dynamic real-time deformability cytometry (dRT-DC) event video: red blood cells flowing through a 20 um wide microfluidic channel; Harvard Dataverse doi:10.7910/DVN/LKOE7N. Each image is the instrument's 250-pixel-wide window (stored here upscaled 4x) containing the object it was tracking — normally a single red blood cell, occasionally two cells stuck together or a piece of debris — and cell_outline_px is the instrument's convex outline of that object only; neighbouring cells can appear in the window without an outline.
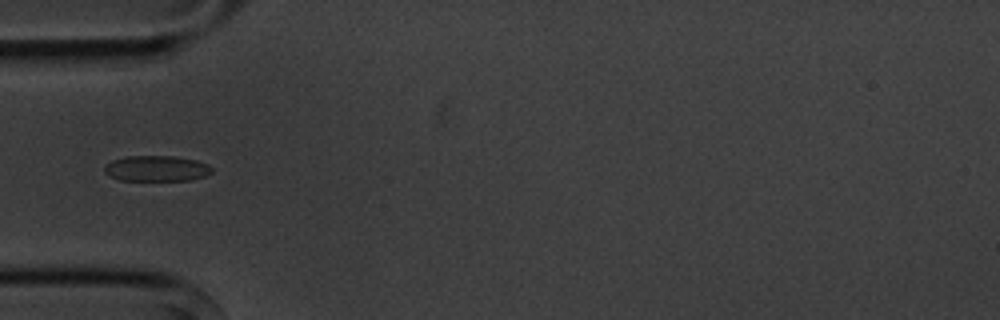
{"species": "common noctule bat (a hibernating species)", "species_latin": "Nyctalus noctula", "temperature_condition": "cold", "stored_images_in_passage": 6, "camera_frame_rate_fps": 3000, "um_per_image_px": 0.085, "animal": {"sex": "male", "body_mass_g": 20.1, "forearm_length_mm": 53.5}, "frame": {"image": 1, "passage_image": 5, "time_ms": 4.667, "image_size_px": [1000, 320], "cell_outline_px": [[212, 172], [204, 176], [192, 180], [120, 180], [108, 176], [104, 172], [104, 164], [112, 160], [124, 156], [176, 156], [196, 160], [208, 164], [212, 168]], "centroid_in_image_um": [13.27, 14.31], "position_along_channel_um": 71.7, "area_um2": 16.24}}
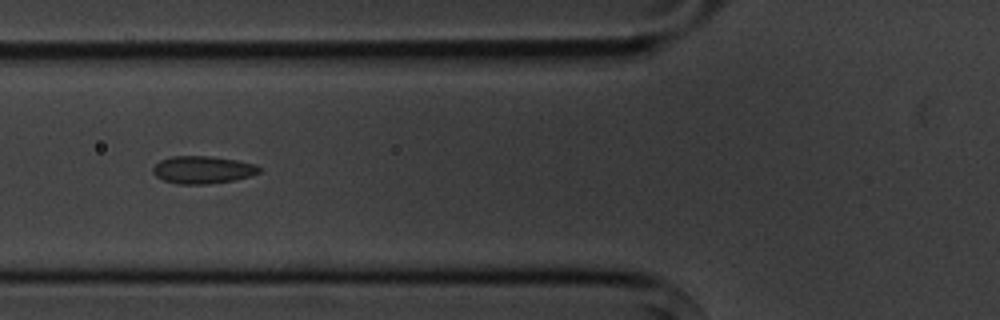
{"frame": {"image": 2, "passage_image": 6, "time_ms": 5.667, "image_size_px": [1000, 320], "cell_outline_px": [[260, 172], [248, 176], [232, 180], [208, 184], [176, 184], [164, 180], [156, 176], [152, 172], [152, 168], [160, 160], [172, 156], [212, 156], [236, 160], [256, 164], [260, 168]], "centroid_in_image_um": [17.2, 14.42], "position_along_channel_um": 108.6, "area_um2": 16.99}}